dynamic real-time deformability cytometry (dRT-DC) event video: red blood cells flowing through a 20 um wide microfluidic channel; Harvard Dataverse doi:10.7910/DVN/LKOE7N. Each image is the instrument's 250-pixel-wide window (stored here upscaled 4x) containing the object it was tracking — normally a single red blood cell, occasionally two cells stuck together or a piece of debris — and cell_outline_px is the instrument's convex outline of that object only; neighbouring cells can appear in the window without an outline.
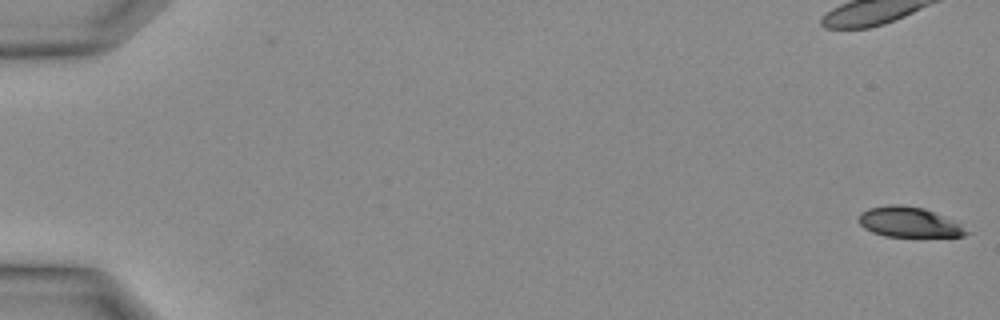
{"species": "Egyptian fruit bat (a non-hibernating species)", "species_latin": "Rousettus aegyptiacus", "temperature_condition": "warm", "stored_images_in_passage": 33, "camera_frame_rate_fps": 3000, "um_per_image_px": 0.085, "animal": {"sex": "female"}, "frame": {"image": 1, "passage_image": 1, "time_ms": 0.0, "image_size_px": [1000, 320], "cell_outline_px": [[972, 232], [964, 236], [884, 236], [872, 232], [864, 228], [860, 224], [860, 212], [868, 208], [892, 204], [900, 204], [924, 208], [944, 216], [960, 224]], "centroid_in_image_um": [77.27, 18.88], "position_along_channel_um": 7.7, "area_um2": 18.84}}